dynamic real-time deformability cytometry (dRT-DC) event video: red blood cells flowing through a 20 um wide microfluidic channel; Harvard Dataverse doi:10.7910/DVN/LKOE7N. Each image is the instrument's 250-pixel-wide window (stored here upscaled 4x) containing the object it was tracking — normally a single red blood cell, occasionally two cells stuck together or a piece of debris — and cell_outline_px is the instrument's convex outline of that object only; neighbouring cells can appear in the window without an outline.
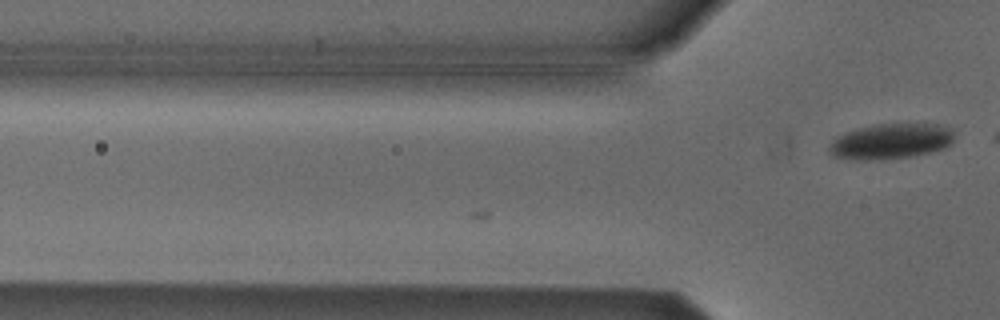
{"species": "Egyptian fruit bat (a non-hibernating species)", "species_latin": "Rousettus aegyptiacus", "temperature_condition": "cold", "stored_images_in_passage": 9, "camera_frame_rate_fps": 3000, "um_per_image_px": 0.085, "animal": {"sex": "male"}, "frame": {"image": 1, "passage_image": 9, "time_ms": 2.667, "image_size_px": [1000, 320], "cell_outline_px": [[956, 132], [952, 144], [944, 148], [932, 152], [908, 156], [880, 160], [852, 160], [832, 156], [828, 152], [828, 144], [836, 136], [856, 128], [876, 124], [940, 124], [952, 128]], "centroid_in_image_um": [75.71, 12.01], "position_along_channel_um": 50.1, "area_um2": 26.36}}